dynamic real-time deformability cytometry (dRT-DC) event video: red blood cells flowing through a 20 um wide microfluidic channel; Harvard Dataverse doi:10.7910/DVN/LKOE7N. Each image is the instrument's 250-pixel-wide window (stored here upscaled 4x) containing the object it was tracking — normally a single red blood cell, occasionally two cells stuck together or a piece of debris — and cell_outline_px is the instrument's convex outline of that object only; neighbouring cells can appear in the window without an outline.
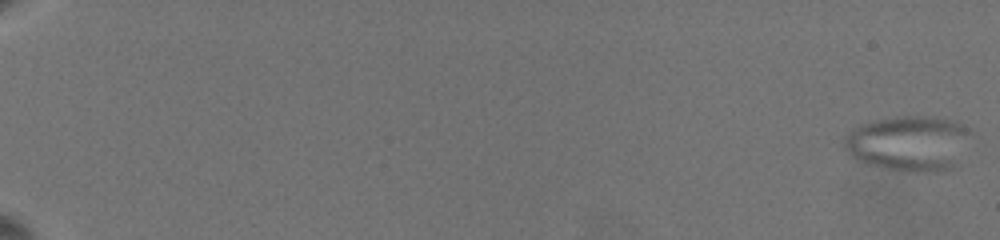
{"species": "common noctule bat (a hibernating species)", "species_latin": "Nyctalus noctula", "temperature_condition": "warm", "stored_images_in_passage": 11, "camera_frame_rate_fps": 3000, "um_per_image_px": 0.085, "animal": {"sex": "female", "body_mass_g": 19.5, "forearm_length_mm": 54.1}, "frame": {"image": 1, "passage_image": 1, "time_ms": 0.0, "image_size_px": [1000, 240], "cell_outline_px": [[964, 128], [948, 164], [944, 168], [912, 172], [888, 168], [868, 164], [856, 160], [848, 156], [844, 144], [848, 136], [856, 128], [864, 124], [880, 120], [904, 116], [944, 116], [956, 120]], "centroid_in_image_um": [76.99, 12.13], "position_along_channel_um": 8.0, "area_um2": 37.51}}